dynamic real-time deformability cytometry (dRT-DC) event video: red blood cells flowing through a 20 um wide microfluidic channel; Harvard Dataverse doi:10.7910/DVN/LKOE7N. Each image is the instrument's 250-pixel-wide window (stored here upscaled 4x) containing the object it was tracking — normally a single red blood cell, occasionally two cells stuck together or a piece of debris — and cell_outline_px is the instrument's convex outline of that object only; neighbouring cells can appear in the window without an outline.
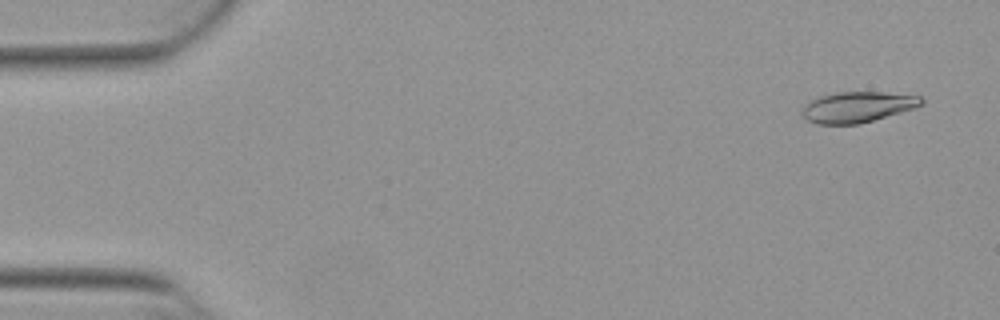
{"species": "Egyptian fruit bat (a non-hibernating species)", "species_latin": "Rousettus aegyptiacus", "temperature_condition": "warm", "stored_images_in_passage": 53, "camera_frame_rate_fps": 3000, "um_per_image_px": 0.085, "animal": {"sex": "female"}, "frame": {"image": 1, "passage_image": 3, "time_ms": 0.667, "image_size_px": [1000, 320], "cell_outline_px": [[924, 104], [916, 108], [860, 124], [816, 124], [804, 120], [800, 112], [804, 104], [808, 100], [820, 96], [836, 92], [884, 92], [920, 96], [924, 100]], "centroid_in_image_um": [72.85, 9.1], "position_along_channel_um": 12.2, "area_um2": 21.79}}
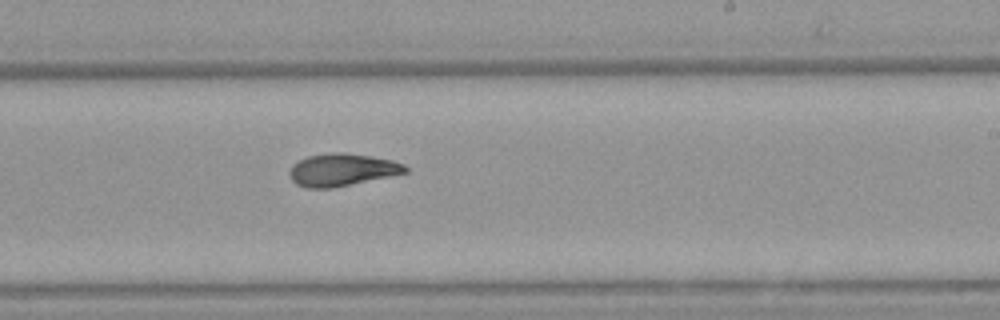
{"frame": {"image": 2, "passage_image": 32, "time_ms": 10.333, "image_size_px": [1000, 320], "cell_outline_px": [[408, 172], [332, 188], [308, 188], [296, 184], [292, 180], [288, 172], [292, 164], [308, 156], [332, 152], [340, 152], [372, 156], [392, 160], [404, 164], [408, 168]], "centroid_in_image_um": [29.06, 14.43], "position_along_channel_um": 259.9, "area_um2": 21.79}}
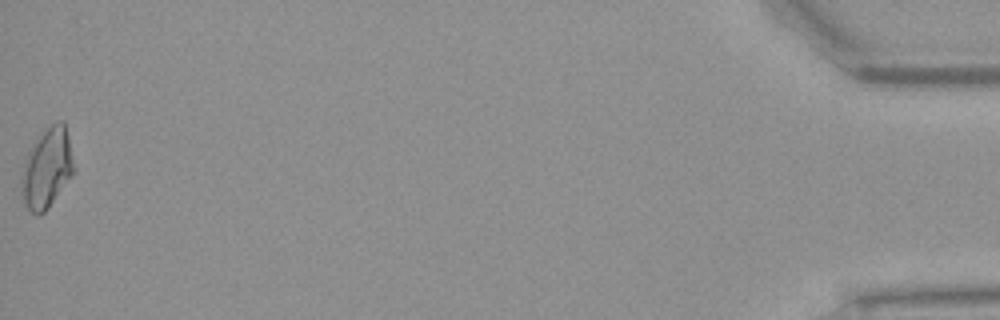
{"frame": {"image": 3, "passage_image": 53, "time_ms": 17.333, "image_size_px": [1000, 320], "cell_outline_px": [[76, 168], [72, 176], [48, 208], [44, 212], [36, 216], [24, 204], [20, 192], [20, 180], [24, 160], [28, 152], [40, 136], [56, 120], [64, 120]], "centroid_in_image_um": [3.99, 14.32], "position_along_channel_um": 431.2, "area_um2": 24.51}, "authors_computed_cell_mechanics": {"area_um2": 21.7906, "velocity_mm_per_s": 3.8692, "shape_relaxation_time_tau1_ms": 10.8705, "shape_relaxation_time_tau2_ms": 3.5063, "deformation_change_tau1": 0.2688, "deformation_change_tau2": 0.0973}}